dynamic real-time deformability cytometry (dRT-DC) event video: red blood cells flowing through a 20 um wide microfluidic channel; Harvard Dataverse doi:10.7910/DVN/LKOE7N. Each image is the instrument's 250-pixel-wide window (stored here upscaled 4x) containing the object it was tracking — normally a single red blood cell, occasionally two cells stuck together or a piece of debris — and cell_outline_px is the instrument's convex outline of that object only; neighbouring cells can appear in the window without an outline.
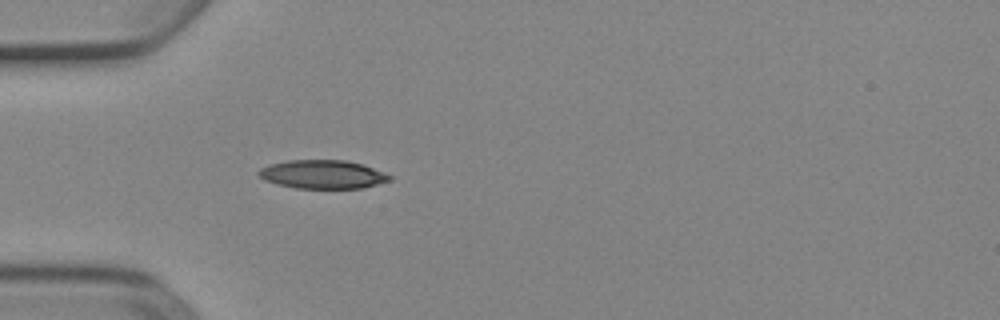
{"species": "Egyptian fruit bat (a non-hibernating species)", "species_latin": "Rousettus aegyptiacus", "temperature_condition": "cold", "stored_images_in_passage": 37, "camera_frame_rate_fps": 3000, "um_per_image_px": 0.085, "animal": {"sex": "female"}, "frame": {"image": 1, "passage_image": 1, "time_ms": 0.0, "image_size_px": [1000, 320], "cell_outline_px": [[392, 180], [360, 188], [296, 188], [276, 184], [264, 180], [256, 172], [260, 168], [268, 164], [288, 160], [344, 160], [360, 164], [384, 172], [392, 176]], "centroid_in_image_um": [27.38, 14.82], "position_along_channel_um": 57.6, "area_um2": 21.73}}
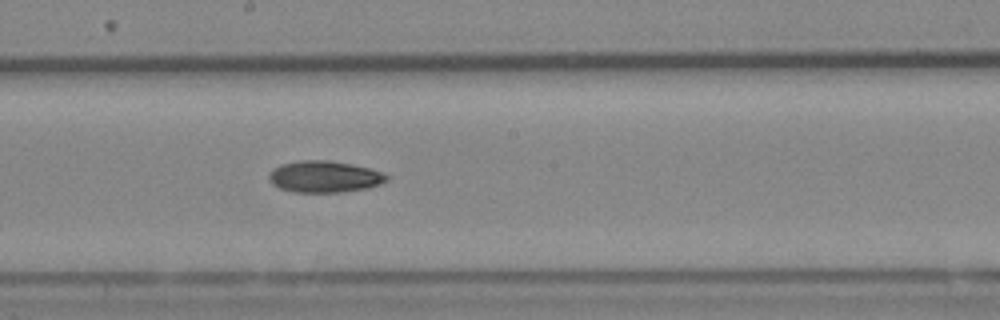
{"frame": {"image": 2, "passage_image": 14, "time_ms": 4.333, "image_size_px": [1000, 320], "cell_outline_px": [[388, 180], [380, 184], [364, 188], [340, 192], [292, 192], [280, 188], [272, 184], [268, 180], [268, 176], [272, 168], [280, 164], [300, 160], [328, 160], [352, 164], [384, 172], [388, 176]], "centroid_in_image_um": [27.53, 15.01], "position_along_channel_um": 220.7, "area_um2": 21.73}}
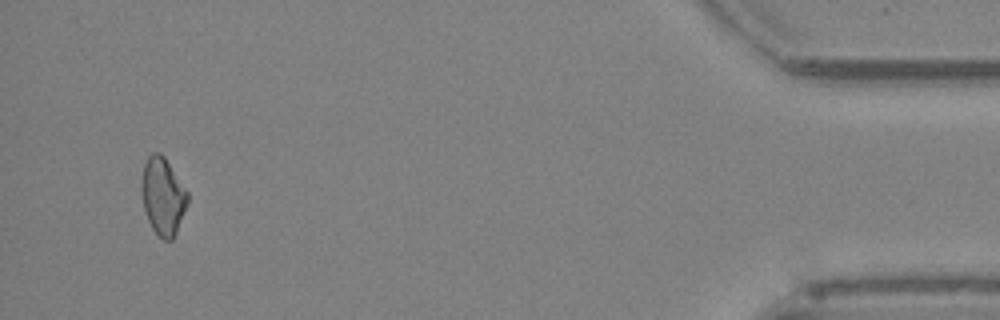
{"frame": {"image": 3, "passage_image": 35, "time_ms": 11.333, "image_size_px": [1000, 320], "cell_outline_px": [[188, 204], [176, 232], [172, 240], [164, 240], [152, 228], [148, 220], [144, 208], [140, 188], [140, 184], [144, 164], [148, 156], [152, 152], [160, 152], [164, 156], [188, 192]], "centroid_in_image_um": [13.83, 16.65], "position_along_channel_um": 421.4, "area_um2": 20.75}}